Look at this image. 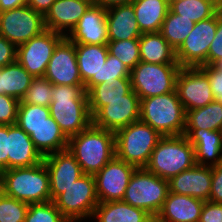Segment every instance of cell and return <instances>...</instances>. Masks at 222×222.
<instances>
[{
  "mask_svg": "<svg viewBox=\"0 0 222 222\" xmlns=\"http://www.w3.org/2000/svg\"><path fill=\"white\" fill-rule=\"evenodd\" d=\"M168 192L169 180L162 179L145 168H137L125 190L123 201L143 209L155 219Z\"/></svg>",
  "mask_w": 222,
  "mask_h": 222,
  "instance_id": "cell-7",
  "label": "cell"
},
{
  "mask_svg": "<svg viewBox=\"0 0 222 222\" xmlns=\"http://www.w3.org/2000/svg\"><path fill=\"white\" fill-rule=\"evenodd\" d=\"M130 69L117 57L108 54L106 62L100 70V83L111 84L115 78L130 77Z\"/></svg>",
  "mask_w": 222,
  "mask_h": 222,
  "instance_id": "cell-40",
  "label": "cell"
},
{
  "mask_svg": "<svg viewBox=\"0 0 222 222\" xmlns=\"http://www.w3.org/2000/svg\"><path fill=\"white\" fill-rule=\"evenodd\" d=\"M90 6L83 0H56L44 15L45 27L67 36Z\"/></svg>",
  "mask_w": 222,
  "mask_h": 222,
  "instance_id": "cell-20",
  "label": "cell"
},
{
  "mask_svg": "<svg viewBox=\"0 0 222 222\" xmlns=\"http://www.w3.org/2000/svg\"><path fill=\"white\" fill-rule=\"evenodd\" d=\"M131 4L142 34L161 30L170 0H134Z\"/></svg>",
  "mask_w": 222,
  "mask_h": 222,
  "instance_id": "cell-28",
  "label": "cell"
},
{
  "mask_svg": "<svg viewBox=\"0 0 222 222\" xmlns=\"http://www.w3.org/2000/svg\"><path fill=\"white\" fill-rule=\"evenodd\" d=\"M194 25L195 22L191 19L175 14L169 9L160 32L167 42L177 50L185 41Z\"/></svg>",
  "mask_w": 222,
  "mask_h": 222,
  "instance_id": "cell-33",
  "label": "cell"
},
{
  "mask_svg": "<svg viewBox=\"0 0 222 222\" xmlns=\"http://www.w3.org/2000/svg\"><path fill=\"white\" fill-rule=\"evenodd\" d=\"M3 193V188H2V176L0 173V195Z\"/></svg>",
  "mask_w": 222,
  "mask_h": 222,
  "instance_id": "cell-53",
  "label": "cell"
},
{
  "mask_svg": "<svg viewBox=\"0 0 222 222\" xmlns=\"http://www.w3.org/2000/svg\"><path fill=\"white\" fill-rule=\"evenodd\" d=\"M43 161L50 177L51 201L84 175L80 164L68 149L48 154Z\"/></svg>",
  "mask_w": 222,
  "mask_h": 222,
  "instance_id": "cell-17",
  "label": "cell"
},
{
  "mask_svg": "<svg viewBox=\"0 0 222 222\" xmlns=\"http://www.w3.org/2000/svg\"><path fill=\"white\" fill-rule=\"evenodd\" d=\"M208 201L222 204V161L212 166V182Z\"/></svg>",
  "mask_w": 222,
  "mask_h": 222,
  "instance_id": "cell-44",
  "label": "cell"
},
{
  "mask_svg": "<svg viewBox=\"0 0 222 222\" xmlns=\"http://www.w3.org/2000/svg\"><path fill=\"white\" fill-rule=\"evenodd\" d=\"M49 116V107L19 104L16 124L30 135L32 130L43 124Z\"/></svg>",
  "mask_w": 222,
  "mask_h": 222,
  "instance_id": "cell-35",
  "label": "cell"
},
{
  "mask_svg": "<svg viewBox=\"0 0 222 222\" xmlns=\"http://www.w3.org/2000/svg\"><path fill=\"white\" fill-rule=\"evenodd\" d=\"M8 169V125H0V173Z\"/></svg>",
  "mask_w": 222,
  "mask_h": 222,
  "instance_id": "cell-47",
  "label": "cell"
},
{
  "mask_svg": "<svg viewBox=\"0 0 222 222\" xmlns=\"http://www.w3.org/2000/svg\"><path fill=\"white\" fill-rule=\"evenodd\" d=\"M29 203L2 193L0 195V222H24Z\"/></svg>",
  "mask_w": 222,
  "mask_h": 222,
  "instance_id": "cell-39",
  "label": "cell"
},
{
  "mask_svg": "<svg viewBox=\"0 0 222 222\" xmlns=\"http://www.w3.org/2000/svg\"><path fill=\"white\" fill-rule=\"evenodd\" d=\"M217 30V13L196 22L185 41L176 50V60L181 67L208 65V51Z\"/></svg>",
  "mask_w": 222,
  "mask_h": 222,
  "instance_id": "cell-12",
  "label": "cell"
},
{
  "mask_svg": "<svg viewBox=\"0 0 222 222\" xmlns=\"http://www.w3.org/2000/svg\"><path fill=\"white\" fill-rule=\"evenodd\" d=\"M43 158L20 126L8 125V169L31 167L43 162Z\"/></svg>",
  "mask_w": 222,
  "mask_h": 222,
  "instance_id": "cell-21",
  "label": "cell"
},
{
  "mask_svg": "<svg viewBox=\"0 0 222 222\" xmlns=\"http://www.w3.org/2000/svg\"><path fill=\"white\" fill-rule=\"evenodd\" d=\"M203 200L168 192L155 222H199Z\"/></svg>",
  "mask_w": 222,
  "mask_h": 222,
  "instance_id": "cell-23",
  "label": "cell"
},
{
  "mask_svg": "<svg viewBox=\"0 0 222 222\" xmlns=\"http://www.w3.org/2000/svg\"><path fill=\"white\" fill-rule=\"evenodd\" d=\"M222 127V103L210 104L186 111L185 129L219 130Z\"/></svg>",
  "mask_w": 222,
  "mask_h": 222,
  "instance_id": "cell-32",
  "label": "cell"
},
{
  "mask_svg": "<svg viewBox=\"0 0 222 222\" xmlns=\"http://www.w3.org/2000/svg\"><path fill=\"white\" fill-rule=\"evenodd\" d=\"M132 90L131 78H115L111 84L105 82L93 86L88 92V100L125 99V95Z\"/></svg>",
  "mask_w": 222,
  "mask_h": 222,
  "instance_id": "cell-34",
  "label": "cell"
},
{
  "mask_svg": "<svg viewBox=\"0 0 222 222\" xmlns=\"http://www.w3.org/2000/svg\"><path fill=\"white\" fill-rule=\"evenodd\" d=\"M212 182V166L195 164L169 180V192L208 201Z\"/></svg>",
  "mask_w": 222,
  "mask_h": 222,
  "instance_id": "cell-19",
  "label": "cell"
},
{
  "mask_svg": "<svg viewBox=\"0 0 222 222\" xmlns=\"http://www.w3.org/2000/svg\"><path fill=\"white\" fill-rule=\"evenodd\" d=\"M194 147L195 163L215 166L222 161V133L219 130L184 129Z\"/></svg>",
  "mask_w": 222,
  "mask_h": 222,
  "instance_id": "cell-22",
  "label": "cell"
},
{
  "mask_svg": "<svg viewBox=\"0 0 222 222\" xmlns=\"http://www.w3.org/2000/svg\"><path fill=\"white\" fill-rule=\"evenodd\" d=\"M179 64H152L140 61L131 71L132 90L140 99L176 91Z\"/></svg>",
  "mask_w": 222,
  "mask_h": 222,
  "instance_id": "cell-10",
  "label": "cell"
},
{
  "mask_svg": "<svg viewBox=\"0 0 222 222\" xmlns=\"http://www.w3.org/2000/svg\"><path fill=\"white\" fill-rule=\"evenodd\" d=\"M77 65L87 93L100 83V70L108 57L107 45L75 44Z\"/></svg>",
  "mask_w": 222,
  "mask_h": 222,
  "instance_id": "cell-24",
  "label": "cell"
},
{
  "mask_svg": "<svg viewBox=\"0 0 222 222\" xmlns=\"http://www.w3.org/2000/svg\"><path fill=\"white\" fill-rule=\"evenodd\" d=\"M89 3L90 5H98V0H83Z\"/></svg>",
  "mask_w": 222,
  "mask_h": 222,
  "instance_id": "cell-52",
  "label": "cell"
},
{
  "mask_svg": "<svg viewBox=\"0 0 222 222\" xmlns=\"http://www.w3.org/2000/svg\"><path fill=\"white\" fill-rule=\"evenodd\" d=\"M51 94L50 116L68 138L92 124L84 86L53 85Z\"/></svg>",
  "mask_w": 222,
  "mask_h": 222,
  "instance_id": "cell-1",
  "label": "cell"
},
{
  "mask_svg": "<svg viewBox=\"0 0 222 222\" xmlns=\"http://www.w3.org/2000/svg\"><path fill=\"white\" fill-rule=\"evenodd\" d=\"M136 169L134 165L116 156L109 161L94 175L99 202L123 200L125 190Z\"/></svg>",
  "mask_w": 222,
  "mask_h": 222,
  "instance_id": "cell-15",
  "label": "cell"
},
{
  "mask_svg": "<svg viewBox=\"0 0 222 222\" xmlns=\"http://www.w3.org/2000/svg\"><path fill=\"white\" fill-rule=\"evenodd\" d=\"M222 58V8L217 12V30L208 51V65Z\"/></svg>",
  "mask_w": 222,
  "mask_h": 222,
  "instance_id": "cell-42",
  "label": "cell"
},
{
  "mask_svg": "<svg viewBox=\"0 0 222 222\" xmlns=\"http://www.w3.org/2000/svg\"><path fill=\"white\" fill-rule=\"evenodd\" d=\"M64 37L61 33L46 29L17 47V61L33 77H44L53 51Z\"/></svg>",
  "mask_w": 222,
  "mask_h": 222,
  "instance_id": "cell-13",
  "label": "cell"
},
{
  "mask_svg": "<svg viewBox=\"0 0 222 222\" xmlns=\"http://www.w3.org/2000/svg\"><path fill=\"white\" fill-rule=\"evenodd\" d=\"M67 149L84 174L95 175L116 156L115 132L91 124L69 138Z\"/></svg>",
  "mask_w": 222,
  "mask_h": 222,
  "instance_id": "cell-2",
  "label": "cell"
},
{
  "mask_svg": "<svg viewBox=\"0 0 222 222\" xmlns=\"http://www.w3.org/2000/svg\"><path fill=\"white\" fill-rule=\"evenodd\" d=\"M162 136L138 120L115 132L116 157L137 168H145Z\"/></svg>",
  "mask_w": 222,
  "mask_h": 222,
  "instance_id": "cell-6",
  "label": "cell"
},
{
  "mask_svg": "<svg viewBox=\"0 0 222 222\" xmlns=\"http://www.w3.org/2000/svg\"><path fill=\"white\" fill-rule=\"evenodd\" d=\"M45 30L44 15L28 5L0 12V34L16 47Z\"/></svg>",
  "mask_w": 222,
  "mask_h": 222,
  "instance_id": "cell-11",
  "label": "cell"
},
{
  "mask_svg": "<svg viewBox=\"0 0 222 222\" xmlns=\"http://www.w3.org/2000/svg\"><path fill=\"white\" fill-rule=\"evenodd\" d=\"M52 89L53 84L45 77H34L19 104H33L49 107L52 102Z\"/></svg>",
  "mask_w": 222,
  "mask_h": 222,
  "instance_id": "cell-37",
  "label": "cell"
},
{
  "mask_svg": "<svg viewBox=\"0 0 222 222\" xmlns=\"http://www.w3.org/2000/svg\"><path fill=\"white\" fill-rule=\"evenodd\" d=\"M208 75L214 99L222 103V70L215 65L200 66Z\"/></svg>",
  "mask_w": 222,
  "mask_h": 222,
  "instance_id": "cell-43",
  "label": "cell"
},
{
  "mask_svg": "<svg viewBox=\"0 0 222 222\" xmlns=\"http://www.w3.org/2000/svg\"><path fill=\"white\" fill-rule=\"evenodd\" d=\"M195 164L194 147L182 134L162 136L152 151L145 169L162 179L170 180Z\"/></svg>",
  "mask_w": 222,
  "mask_h": 222,
  "instance_id": "cell-4",
  "label": "cell"
},
{
  "mask_svg": "<svg viewBox=\"0 0 222 222\" xmlns=\"http://www.w3.org/2000/svg\"><path fill=\"white\" fill-rule=\"evenodd\" d=\"M134 0H98V6L108 9L117 5L131 4Z\"/></svg>",
  "mask_w": 222,
  "mask_h": 222,
  "instance_id": "cell-50",
  "label": "cell"
},
{
  "mask_svg": "<svg viewBox=\"0 0 222 222\" xmlns=\"http://www.w3.org/2000/svg\"><path fill=\"white\" fill-rule=\"evenodd\" d=\"M109 41L139 39V29L132 4L117 5L106 9Z\"/></svg>",
  "mask_w": 222,
  "mask_h": 222,
  "instance_id": "cell-25",
  "label": "cell"
},
{
  "mask_svg": "<svg viewBox=\"0 0 222 222\" xmlns=\"http://www.w3.org/2000/svg\"><path fill=\"white\" fill-rule=\"evenodd\" d=\"M107 47L108 53L117 57L130 70L141 61L139 39L108 41Z\"/></svg>",
  "mask_w": 222,
  "mask_h": 222,
  "instance_id": "cell-36",
  "label": "cell"
},
{
  "mask_svg": "<svg viewBox=\"0 0 222 222\" xmlns=\"http://www.w3.org/2000/svg\"><path fill=\"white\" fill-rule=\"evenodd\" d=\"M24 222H69L53 201L30 203Z\"/></svg>",
  "mask_w": 222,
  "mask_h": 222,
  "instance_id": "cell-38",
  "label": "cell"
},
{
  "mask_svg": "<svg viewBox=\"0 0 222 222\" xmlns=\"http://www.w3.org/2000/svg\"><path fill=\"white\" fill-rule=\"evenodd\" d=\"M33 79L18 61L0 67V94L12 96L20 101Z\"/></svg>",
  "mask_w": 222,
  "mask_h": 222,
  "instance_id": "cell-30",
  "label": "cell"
},
{
  "mask_svg": "<svg viewBox=\"0 0 222 222\" xmlns=\"http://www.w3.org/2000/svg\"><path fill=\"white\" fill-rule=\"evenodd\" d=\"M44 77L53 85L85 86L79 74L75 43L66 36L55 47Z\"/></svg>",
  "mask_w": 222,
  "mask_h": 222,
  "instance_id": "cell-16",
  "label": "cell"
},
{
  "mask_svg": "<svg viewBox=\"0 0 222 222\" xmlns=\"http://www.w3.org/2000/svg\"><path fill=\"white\" fill-rule=\"evenodd\" d=\"M140 60L152 64H178L176 50L161 32L143 33L139 38Z\"/></svg>",
  "mask_w": 222,
  "mask_h": 222,
  "instance_id": "cell-27",
  "label": "cell"
},
{
  "mask_svg": "<svg viewBox=\"0 0 222 222\" xmlns=\"http://www.w3.org/2000/svg\"><path fill=\"white\" fill-rule=\"evenodd\" d=\"M92 124L116 132L140 120V98L131 90L125 99L88 100Z\"/></svg>",
  "mask_w": 222,
  "mask_h": 222,
  "instance_id": "cell-8",
  "label": "cell"
},
{
  "mask_svg": "<svg viewBox=\"0 0 222 222\" xmlns=\"http://www.w3.org/2000/svg\"><path fill=\"white\" fill-rule=\"evenodd\" d=\"M29 136L35 148L43 157L54 152L66 150L68 146L69 138L51 116L43 124L34 128Z\"/></svg>",
  "mask_w": 222,
  "mask_h": 222,
  "instance_id": "cell-29",
  "label": "cell"
},
{
  "mask_svg": "<svg viewBox=\"0 0 222 222\" xmlns=\"http://www.w3.org/2000/svg\"><path fill=\"white\" fill-rule=\"evenodd\" d=\"M221 8L218 0H170L169 4L173 13L195 23L213 17Z\"/></svg>",
  "mask_w": 222,
  "mask_h": 222,
  "instance_id": "cell-31",
  "label": "cell"
},
{
  "mask_svg": "<svg viewBox=\"0 0 222 222\" xmlns=\"http://www.w3.org/2000/svg\"><path fill=\"white\" fill-rule=\"evenodd\" d=\"M66 37L75 44L107 45L106 9L91 5Z\"/></svg>",
  "mask_w": 222,
  "mask_h": 222,
  "instance_id": "cell-18",
  "label": "cell"
},
{
  "mask_svg": "<svg viewBox=\"0 0 222 222\" xmlns=\"http://www.w3.org/2000/svg\"><path fill=\"white\" fill-rule=\"evenodd\" d=\"M199 222H222V204L205 201Z\"/></svg>",
  "mask_w": 222,
  "mask_h": 222,
  "instance_id": "cell-45",
  "label": "cell"
},
{
  "mask_svg": "<svg viewBox=\"0 0 222 222\" xmlns=\"http://www.w3.org/2000/svg\"><path fill=\"white\" fill-rule=\"evenodd\" d=\"M176 91L185 111L204 107L215 100L208 75L198 66L181 67Z\"/></svg>",
  "mask_w": 222,
  "mask_h": 222,
  "instance_id": "cell-14",
  "label": "cell"
},
{
  "mask_svg": "<svg viewBox=\"0 0 222 222\" xmlns=\"http://www.w3.org/2000/svg\"><path fill=\"white\" fill-rule=\"evenodd\" d=\"M91 220L95 222H152L154 218L143 209L118 200L99 202Z\"/></svg>",
  "mask_w": 222,
  "mask_h": 222,
  "instance_id": "cell-26",
  "label": "cell"
},
{
  "mask_svg": "<svg viewBox=\"0 0 222 222\" xmlns=\"http://www.w3.org/2000/svg\"><path fill=\"white\" fill-rule=\"evenodd\" d=\"M27 5V0H0V12Z\"/></svg>",
  "mask_w": 222,
  "mask_h": 222,
  "instance_id": "cell-49",
  "label": "cell"
},
{
  "mask_svg": "<svg viewBox=\"0 0 222 222\" xmlns=\"http://www.w3.org/2000/svg\"><path fill=\"white\" fill-rule=\"evenodd\" d=\"M185 117L177 91L140 99V120L161 136L184 134Z\"/></svg>",
  "mask_w": 222,
  "mask_h": 222,
  "instance_id": "cell-5",
  "label": "cell"
},
{
  "mask_svg": "<svg viewBox=\"0 0 222 222\" xmlns=\"http://www.w3.org/2000/svg\"><path fill=\"white\" fill-rule=\"evenodd\" d=\"M56 0H27V5L43 15L47 13Z\"/></svg>",
  "mask_w": 222,
  "mask_h": 222,
  "instance_id": "cell-48",
  "label": "cell"
},
{
  "mask_svg": "<svg viewBox=\"0 0 222 222\" xmlns=\"http://www.w3.org/2000/svg\"><path fill=\"white\" fill-rule=\"evenodd\" d=\"M19 103L12 96L0 94V125L16 124Z\"/></svg>",
  "mask_w": 222,
  "mask_h": 222,
  "instance_id": "cell-41",
  "label": "cell"
},
{
  "mask_svg": "<svg viewBox=\"0 0 222 222\" xmlns=\"http://www.w3.org/2000/svg\"><path fill=\"white\" fill-rule=\"evenodd\" d=\"M218 69L222 70V58L214 64Z\"/></svg>",
  "mask_w": 222,
  "mask_h": 222,
  "instance_id": "cell-51",
  "label": "cell"
},
{
  "mask_svg": "<svg viewBox=\"0 0 222 222\" xmlns=\"http://www.w3.org/2000/svg\"><path fill=\"white\" fill-rule=\"evenodd\" d=\"M3 193L26 203L51 201L50 177L43 162L1 172Z\"/></svg>",
  "mask_w": 222,
  "mask_h": 222,
  "instance_id": "cell-3",
  "label": "cell"
},
{
  "mask_svg": "<svg viewBox=\"0 0 222 222\" xmlns=\"http://www.w3.org/2000/svg\"><path fill=\"white\" fill-rule=\"evenodd\" d=\"M17 61V47L0 34V67Z\"/></svg>",
  "mask_w": 222,
  "mask_h": 222,
  "instance_id": "cell-46",
  "label": "cell"
},
{
  "mask_svg": "<svg viewBox=\"0 0 222 222\" xmlns=\"http://www.w3.org/2000/svg\"><path fill=\"white\" fill-rule=\"evenodd\" d=\"M53 202L69 222L90 220L99 203L94 175L84 174Z\"/></svg>",
  "mask_w": 222,
  "mask_h": 222,
  "instance_id": "cell-9",
  "label": "cell"
}]
</instances>
